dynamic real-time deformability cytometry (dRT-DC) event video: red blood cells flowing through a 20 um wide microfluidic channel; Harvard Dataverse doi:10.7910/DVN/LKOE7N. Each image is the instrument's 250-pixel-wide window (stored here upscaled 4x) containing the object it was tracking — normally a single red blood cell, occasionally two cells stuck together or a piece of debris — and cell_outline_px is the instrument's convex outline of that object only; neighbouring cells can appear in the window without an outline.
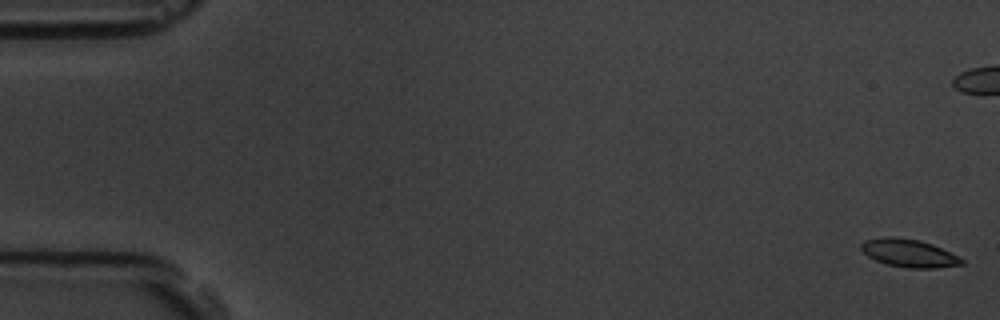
{"species": "common noctule bat (a hibernating species)", "species_latin": "Nyctalus noctula", "temperature_condition": "room temperature", "stored_images_in_passage": 16, "camera_frame_rate_fps": 3000, "um_per_image_px": 0.085, "animal": {"sex": "male", "body_mass_g": 19.5, "forearm_length_mm": 54.6}, "frame": {"image": 1, "passage_image": 1, "time_ms": 0.0, "image_size_px": [1000, 320], "cell_outline_px": [[964, 264], [936, 268], [908, 268], [888, 264], [876, 260], [868, 256], [860, 248], [860, 244], [864, 240], [884, 236], [892, 236], [920, 240], [932, 244], [964, 260]], "centroid_in_image_um": [77.22, 21.5], "position_along_channel_um": 7.8, "area_um2": 16.24}}
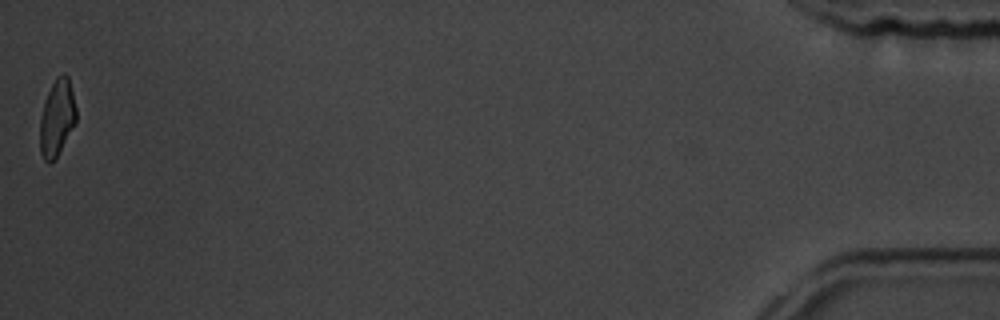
{"frame": {"image": 2, "passage_image": 16, "time_ms": 19.0, "image_size_px": [1000, 320], "cell_outline_px": [[76, 120], [52, 164], [48, 164], [44, 160], [40, 152], [40, 120], [44, 100], [52, 84], [64, 72], [68, 76], [76, 108]], "centroid_in_image_um": [4.82, 10.04], "position_along_channel_um": 430.4, "area_um2": 15.84}, "authors_computed_cell_mechanics": {"area_um2": 16.4152, "velocity_mm_per_s": 3.7645, "shape_relaxation_time_tau1_ms": 2.049, "shape_relaxation_time_tau2_ms": 4.9819, "deformation_change_tau1": 0.0923, "deformation_change_tau2": 0.072}}